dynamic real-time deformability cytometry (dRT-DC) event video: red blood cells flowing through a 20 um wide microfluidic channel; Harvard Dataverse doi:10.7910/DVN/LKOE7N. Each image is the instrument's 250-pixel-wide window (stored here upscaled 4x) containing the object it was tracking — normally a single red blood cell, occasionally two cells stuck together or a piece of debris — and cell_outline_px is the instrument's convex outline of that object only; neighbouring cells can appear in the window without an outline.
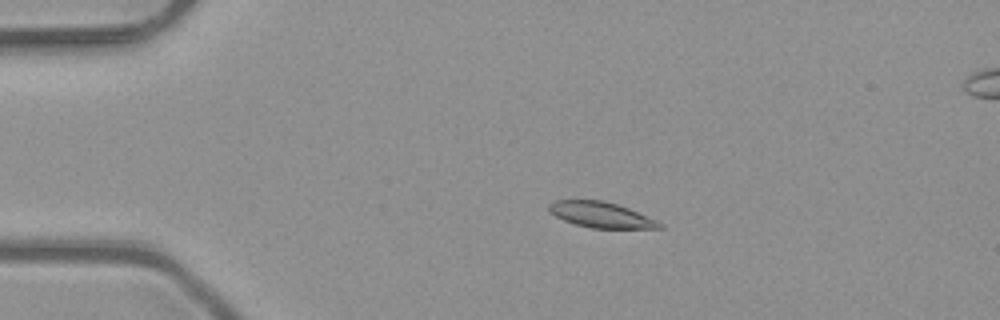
{"species": "common noctule bat (a hibernating species)", "species_latin": "Nyctalus noctula", "temperature_condition": "room temperature", "stored_images_in_passage": 48, "camera_frame_rate_fps": 3000, "um_per_image_px": 0.085, "animal": {"sex": "male", "body_mass_g": 23.1, "forearm_length_mm": 52.7}, "frame": {"image": 1, "passage_image": 8, "time_ms": 2.333, "image_size_px": [1000, 320], "cell_outline_px": [[664, 228], [592, 228], [576, 224], [564, 220], [556, 216], [548, 208], [548, 204], [556, 200], [604, 200], [628, 208], [656, 220], [664, 224]], "centroid_in_image_um": [51.1, 18.26], "position_along_channel_um": 33.9, "area_um2": 16.3}}
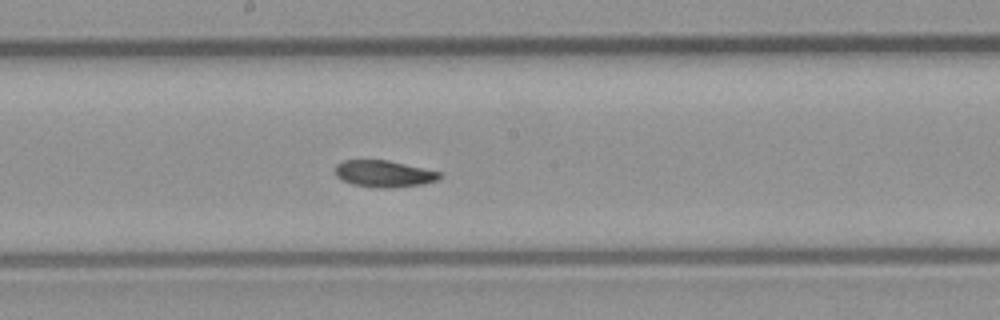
{"frame": {"image": 2, "passage_image": 25, "time_ms": 8.0, "image_size_px": [1000, 320], "cell_outline_px": [[444, 176], [436, 180], [424, 184], [396, 188], [376, 188], [352, 184], [340, 180], [332, 172], [332, 168], [336, 164], [344, 160], [388, 160], [444, 172]], "centroid_in_image_um": [32.63, 14.77], "position_along_channel_um": 215.6, "area_um2": 16.88}}
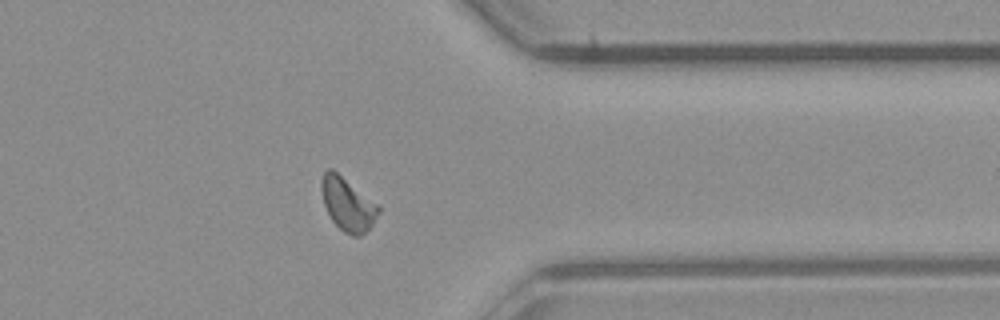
{"frame": {"image": 3, "passage_image": 38, "time_ms": 12.333, "image_size_px": [1000, 320], "cell_outline_px": [[380, 212], [372, 224], [360, 236], [352, 236], [344, 232], [332, 220], [324, 204], [320, 188], [320, 180], [324, 172], [328, 168], [332, 168], [376, 204], [380, 208]], "centroid_in_image_um": [29.51, 17.35], "position_along_channel_um": 381.9, "area_um2": 17.28}, "authors_computed_cell_mechanics": {"area_um2": 16.9354, "velocity_mm_per_s": 4.0534, "shape_relaxation_time_tau1_ms": 4.8429, "shape_relaxation_time_tau2_ms": 2.6399, "deformation_change_tau1": 0.126, "deformation_change_tau2": 0.0556}}